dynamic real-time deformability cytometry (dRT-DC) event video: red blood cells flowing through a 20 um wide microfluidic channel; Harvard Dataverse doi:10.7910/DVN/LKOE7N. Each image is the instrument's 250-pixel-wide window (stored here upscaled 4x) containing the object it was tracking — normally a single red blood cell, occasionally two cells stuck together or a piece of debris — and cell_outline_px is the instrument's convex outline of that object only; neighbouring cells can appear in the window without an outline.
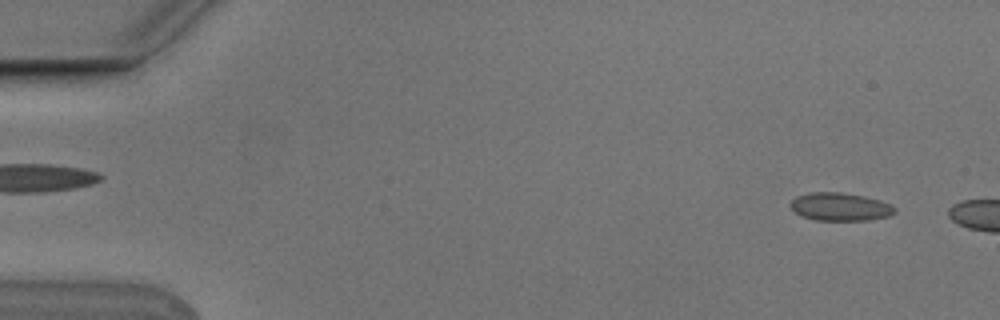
{"species": "Egyptian fruit bat (a non-hibernating species)", "species_latin": "Rousettus aegyptiacus", "temperature_condition": "cold", "stored_images_in_passage": 4, "camera_frame_rate_fps": 3000, "um_per_image_px": 0.085, "animal": {"sex": "male"}, "frame": {"image": 1, "passage_image": 1, "time_ms": 0.0, "image_size_px": [1000, 320], "cell_outline_px": [[896, 212], [888, 216], [868, 220], [816, 220], [800, 216], [788, 204], [796, 196], [808, 192], [840, 192], [864, 196], [880, 200], [892, 204], [896, 208]], "centroid_in_image_um": [71.41, 17.57], "position_along_channel_um": 13.6, "area_um2": 17.17}}